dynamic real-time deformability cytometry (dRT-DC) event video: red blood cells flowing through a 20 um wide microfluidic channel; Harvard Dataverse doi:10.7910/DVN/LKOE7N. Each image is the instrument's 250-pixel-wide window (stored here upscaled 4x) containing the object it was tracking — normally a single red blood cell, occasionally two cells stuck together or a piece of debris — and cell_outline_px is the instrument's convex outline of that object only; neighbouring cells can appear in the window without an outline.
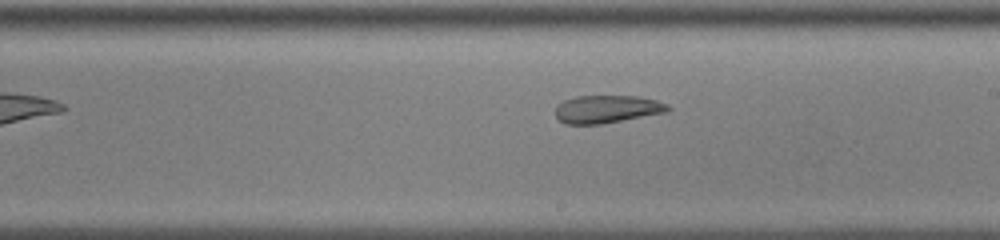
{"species": "common noctule bat (a hibernating species)", "species_latin": "Nyctalus noctula", "temperature_condition": "cold", "stored_images_in_passage": 21, "camera_frame_rate_fps": 3000, "um_per_image_px": 0.085, "animal": {"sex": "male", "body_mass_g": 13.0, "forearm_length_mm": 53.1}, "frame": {"image": 1, "passage_image": 12, "time_ms": 3.667, "image_size_px": [1000, 240], "cell_outline_px": [[672, 108], [668, 112], [600, 124], [564, 124], [556, 116], [556, 104], [564, 100], [576, 96], [640, 96], [656, 100], [668, 104]], "centroid_in_image_um": [51.61, 9.27], "position_along_channel_um": 237.4, "area_um2": 18.32}}